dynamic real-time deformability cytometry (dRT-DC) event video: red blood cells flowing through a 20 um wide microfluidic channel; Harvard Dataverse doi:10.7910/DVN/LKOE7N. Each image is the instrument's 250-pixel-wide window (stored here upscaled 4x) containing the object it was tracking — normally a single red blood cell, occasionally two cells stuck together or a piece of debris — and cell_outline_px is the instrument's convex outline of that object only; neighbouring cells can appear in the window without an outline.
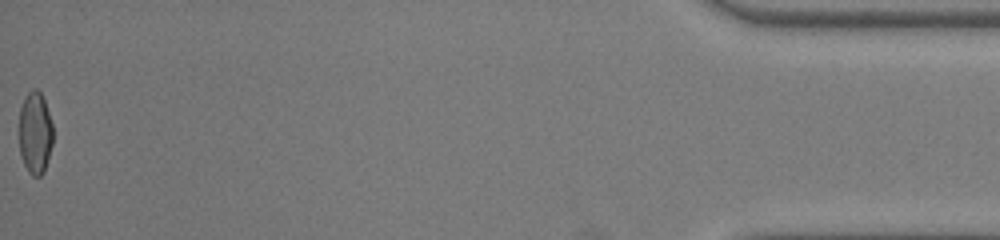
{"species": "common noctule bat (a hibernating species)", "species_latin": "Nyctalus noctula", "temperature_condition": "room temperature", "stored_images_in_passage": 52, "segment_of_instrument_passage": [2, 2], "camera_frame_rate_fps": 3000, "um_per_image_px": 0.085, "animal": {"sex": "female", "body_mass_g": 22.0, "forearm_length_mm": 56.7}, "frame": {"image": 1, "passage_image": 52, "time_ms": 17.0, "image_size_px": [1000, 240], "cell_outline_px": [[52, 144], [44, 172], [40, 176], [32, 176], [28, 172], [20, 156], [20, 108], [24, 96], [32, 88], [36, 88], [40, 92], [44, 100], [52, 124]], "centroid_in_image_um": [2.98, 11.29], "position_along_channel_um": 432.2, "area_um2": 16.18}}